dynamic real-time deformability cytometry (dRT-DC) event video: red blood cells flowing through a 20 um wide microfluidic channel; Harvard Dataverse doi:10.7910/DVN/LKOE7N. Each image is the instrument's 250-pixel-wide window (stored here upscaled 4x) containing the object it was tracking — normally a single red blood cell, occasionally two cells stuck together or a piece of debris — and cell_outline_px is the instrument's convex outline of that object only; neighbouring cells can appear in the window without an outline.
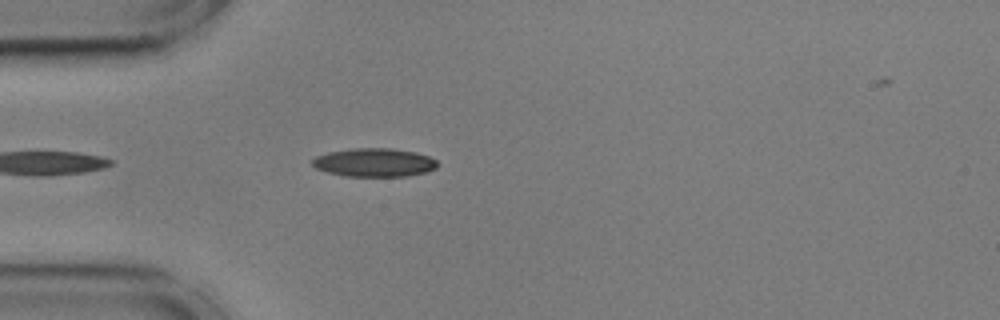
{"species": "common noctule bat (a hibernating species)", "species_latin": "Nyctalus noctula", "temperature_condition": "cold", "stored_images_in_passage": 12, "camera_frame_rate_fps": 3000, "um_per_image_px": 0.085, "animal": {"sex": "male", "body_mass_g": 17.9, "forearm_length_mm": 54.2}, "frame": {"image": 1, "passage_image": 4, "time_ms": 1.0, "image_size_px": [1000, 320], "cell_outline_px": [[440, 164], [436, 168], [424, 172], [408, 176], [344, 176], [328, 172], [316, 168], [312, 164], [312, 160], [316, 156], [328, 152], [352, 148], [392, 148], [416, 152], [428, 156], [436, 160]], "centroid_in_image_um": [31.83, 13.8], "position_along_channel_um": 53.2, "area_um2": 20.81}}